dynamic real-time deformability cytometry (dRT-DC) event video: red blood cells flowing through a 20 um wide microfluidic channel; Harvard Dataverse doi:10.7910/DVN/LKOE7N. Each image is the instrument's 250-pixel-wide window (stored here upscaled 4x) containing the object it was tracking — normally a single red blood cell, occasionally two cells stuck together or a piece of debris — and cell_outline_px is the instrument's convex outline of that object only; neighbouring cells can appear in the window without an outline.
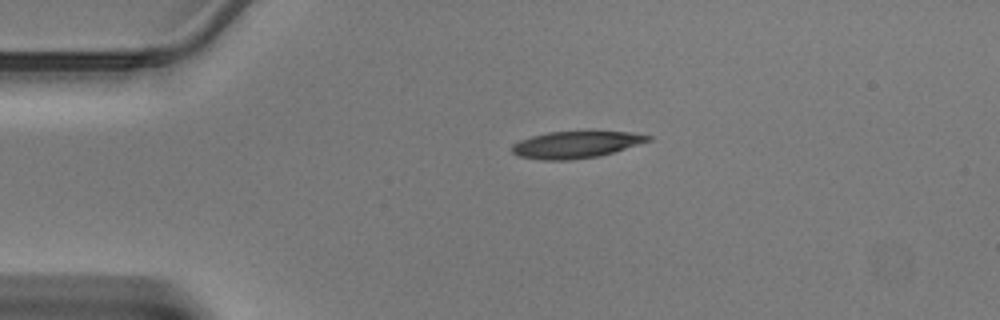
{"species": "Egyptian fruit bat (a non-hibernating species)", "species_latin": "Rousettus aegyptiacus", "temperature_condition": "warm", "stored_images_in_passage": 10, "camera_frame_rate_fps": 3000, "um_per_image_px": 0.085, "animal": {"sex": "male"}, "frame": {"image": 1, "passage_image": 1, "time_ms": 0.0, "image_size_px": [1000, 320], "cell_outline_px": [[652, 140], [600, 156], [572, 160], [540, 160], [520, 156], [512, 152], [512, 144], [520, 140], [532, 136], [548, 132], [632, 132], [652, 136]], "centroid_in_image_um": [48.95, 12.3], "position_along_channel_um": 36.0, "area_um2": 21.15}}
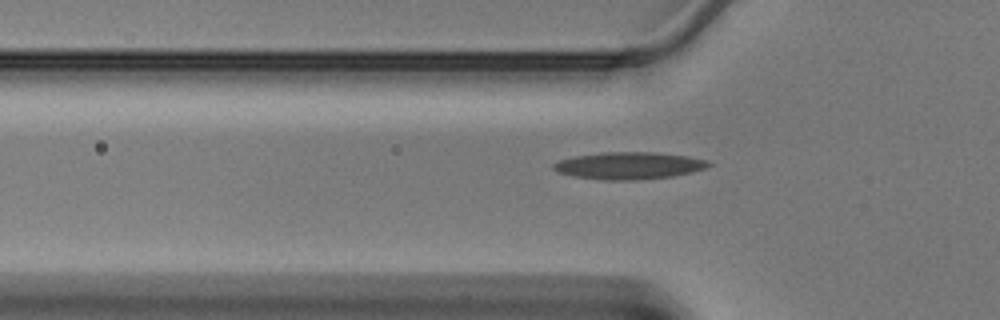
{"frame": {"image": 2, "passage_image": 6, "time_ms": 1.667, "image_size_px": [1000, 320], "cell_outline_px": [[712, 164], [704, 168], [692, 172], [672, 176], [636, 180], [604, 180], [572, 176], [560, 172], [552, 168], [552, 164], [560, 160], [576, 156], [604, 152], [656, 152], [688, 156], [708, 160]], "centroid_in_image_um": [53.48, 14.07], "position_along_channel_um": 72.3, "area_um2": 24.45}}
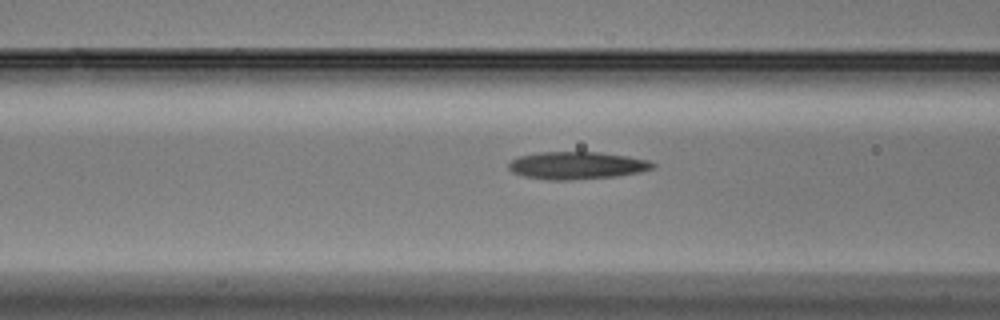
{"frame": {"image": 3, "passage_image": 9, "time_ms": 2.667, "image_size_px": [1000, 320], "cell_outline_px": [[656, 168], [640, 172], [616, 176], [572, 180], [548, 180], [524, 176], [512, 172], [508, 168], [508, 164], [512, 160], [520, 156], [540, 152], [600, 152], [628, 156], [648, 160], [656, 164]], "centroid_in_image_um": [49.06, 14.06], "position_along_channel_um": 117.5, "area_um2": 23.18}}